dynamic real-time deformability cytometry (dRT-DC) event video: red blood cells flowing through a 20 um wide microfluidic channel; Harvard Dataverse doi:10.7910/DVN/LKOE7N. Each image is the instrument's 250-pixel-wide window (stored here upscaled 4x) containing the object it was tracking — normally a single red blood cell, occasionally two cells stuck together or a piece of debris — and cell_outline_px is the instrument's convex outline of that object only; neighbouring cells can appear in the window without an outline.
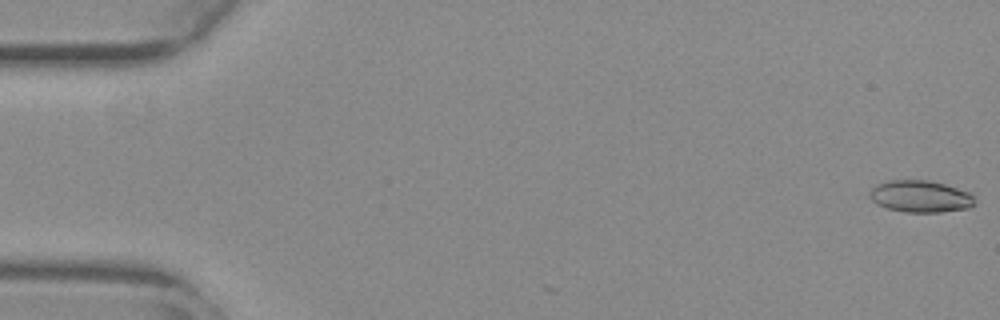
{"species": "common noctule bat (a hibernating species)", "species_latin": "Nyctalus noctula", "temperature_condition": "warm", "stored_images_in_passage": 2, "camera_frame_rate_fps": 3000, "um_per_image_px": 0.085, "animal": {"sex": "female", "body_mass_g": 29.2, "forearm_length_mm": 56.3}, "frame": {"image": 1, "passage_image": 2, "time_ms": 0.333, "image_size_px": [1000, 320], "cell_outline_px": [[976, 204], [968, 208], [940, 212], [904, 212], [888, 208], [876, 204], [868, 196], [872, 188], [876, 184], [888, 180], [928, 180], [944, 184], [968, 192], [976, 200]], "centroid_in_image_um": [78.21, 16.69], "position_along_channel_um": 6.8, "area_um2": 19.54}}